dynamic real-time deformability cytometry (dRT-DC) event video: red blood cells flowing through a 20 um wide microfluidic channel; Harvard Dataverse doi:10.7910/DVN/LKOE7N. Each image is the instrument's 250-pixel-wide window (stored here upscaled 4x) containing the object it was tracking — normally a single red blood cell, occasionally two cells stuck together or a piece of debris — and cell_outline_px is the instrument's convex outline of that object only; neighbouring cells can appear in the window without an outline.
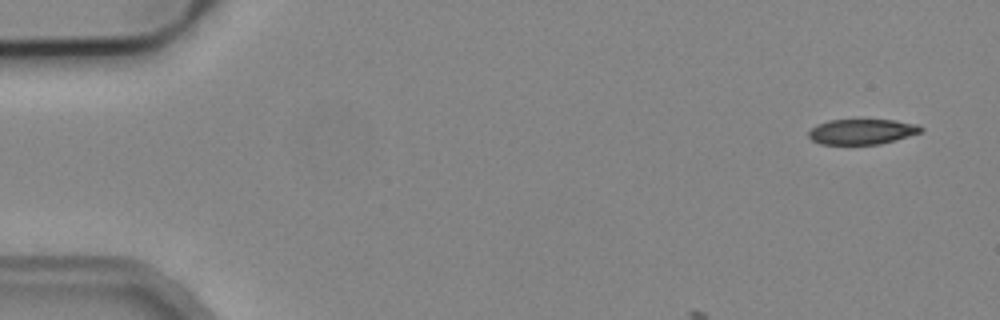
{"species": "common noctule bat (a hibernating species)", "species_latin": "Nyctalus noctula", "temperature_condition": "cold", "stored_images_in_passage": 7, "camera_frame_rate_fps": 3000, "um_per_image_px": 0.085, "animal": {"sex": "male", "body_mass_g": 19.2, "forearm_length_mm": 51.8}, "frame": {"image": 1, "passage_image": 1, "time_ms": 0.0, "image_size_px": [1000, 320], "cell_outline_px": [[924, 128], [920, 132], [896, 140], [880, 144], [820, 144], [812, 140], [808, 136], [808, 132], [816, 124], [828, 120], [896, 120], [920, 124]], "centroid_in_image_um": [73.27, 11.18], "position_along_channel_um": 11.7, "area_um2": 16.65}}
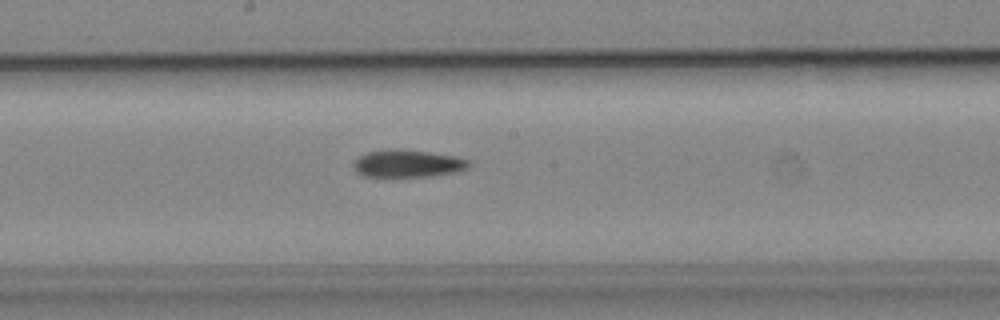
{"frame": {"image": 2, "passage_image": 7, "time_ms": 8.667, "image_size_px": [1000, 320], "cell_outline_px": [[472, 164], [468, 168], [456, 172], [432, 176], [364, 176], [356, 172], [352, 168], [352, 164], [360, 156], [368, 152], [396, 148], [428, 152], [456, 156], [468, 160]], "centroid_in_image_um": [34.66, 13.9], "position_along_channel_um": 213.5, "area_um2": 18.44}}